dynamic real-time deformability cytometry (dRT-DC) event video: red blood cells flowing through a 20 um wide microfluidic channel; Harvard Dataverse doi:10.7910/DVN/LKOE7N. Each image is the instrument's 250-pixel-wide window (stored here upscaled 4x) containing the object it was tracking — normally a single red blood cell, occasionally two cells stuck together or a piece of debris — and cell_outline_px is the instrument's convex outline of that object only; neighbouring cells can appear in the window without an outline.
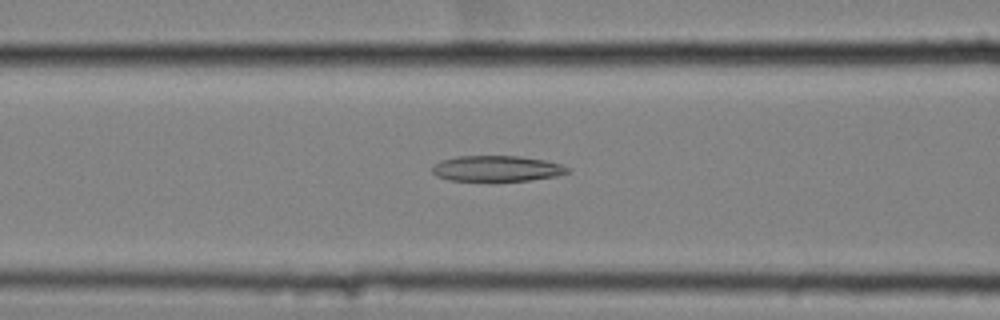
{"species": "common noctule bat (a hibernating species)", "species_latin": "Nyctalus noctula", "temperature_condition": "cold", "stored_images_in_passage": 59, "camera_frame_rate_fps": 3000, "um_per_image_px": 0.085, "animal": {"sex": "female", "body_mass_g": 25.1}, "frame": {"image": 1, "passage_image": 26, "time_ms": 8.333, "image_size_px": [1000, 320], "cell_outline_px": [[568, 172], [556, 176], [528, 180], [448, 180], [436, 176], [432, 172], [432, 168], [440, 160], [456, 156], [520, 156], [544, 160], [560, 164], [568, 168]], "centroid_in_image_um": [42.19, 14.31], "position_along_channel_um": 124.4, "area_um2": 20.0}}
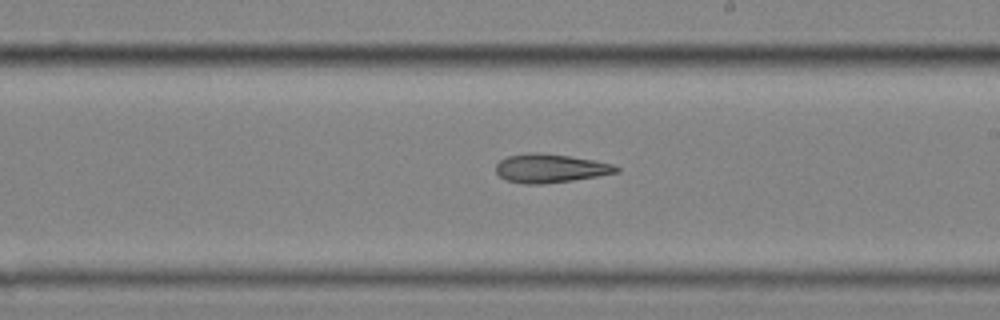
{"frame": {"image": 2, "passage_image": 36, "time_ms": 11.667, "image_size_px": [1000, 320], "cell_outline_px": [[620, 172], [572, 180], [544, 184], [524, 184], [504, 180], [496, 172], [496, 164], [500, 160], [508, 156], [524, 152], [536, 152], [568, 156], [592, 160], [612, 164], [620, 168]], "centroid_in_image_um": [46.73, 14.31], "position_along_channel_um": 242.3, "area_um2": 20.11}}
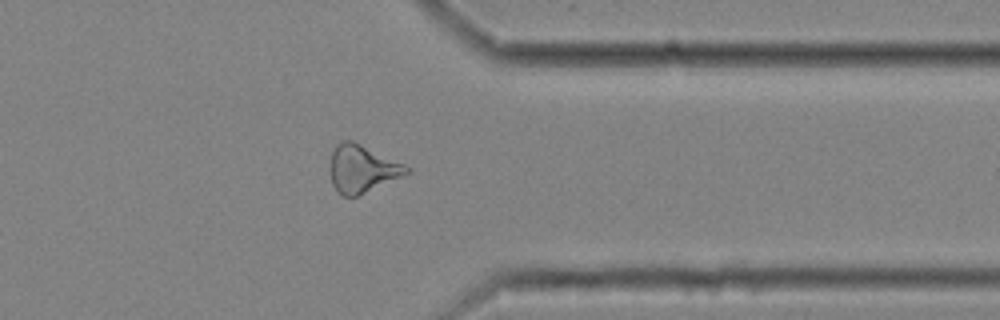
{"frame": {"image": 3, "passage_image": 48, "time_ms": 15.667, "image_size_px": [1000, 320], "cell_outline_px": [[412, 172], [356, 196], [344, 196], [336, 192], [332, 184], [328, 168], [332, 152], [336, 144], [340, 140], [352, 140], [404, 164]], "centroid_in_image_um": [30.72, 14.34], "position_along_channel_um": 380.7, "area_um2": 21.21}}